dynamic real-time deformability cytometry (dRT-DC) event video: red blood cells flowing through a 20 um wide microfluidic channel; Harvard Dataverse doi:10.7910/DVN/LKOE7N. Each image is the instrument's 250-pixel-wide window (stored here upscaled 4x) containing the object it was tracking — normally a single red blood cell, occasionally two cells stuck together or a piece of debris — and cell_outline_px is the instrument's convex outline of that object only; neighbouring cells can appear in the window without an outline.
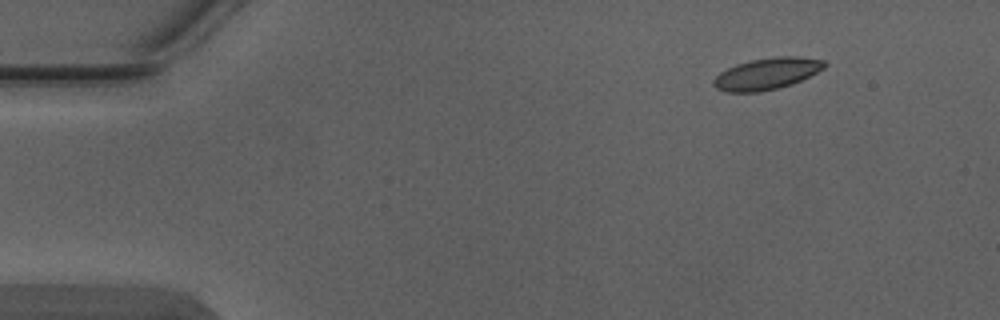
{"species": "Egyptian fruit bat (a non-hibernating species)", "species_latin": "Rousettus aegyptiacus", "temperature_condition": "warm", "stored_images_in_passage": 3, "camera_frame_rate_fps": 3000, "um_per_image_px": 0.085, "animal": {"sex": "male"}, "frame": {"image": 1, "passage_image": 3, "time_ms": 0.667, "image_size_px": [1000, 320], "cell_outline_px": [[828, 64], [824, 68], [792, 84], [760, 92], [728, 92], [716, 88], [712, 84], [712, 80], [720, 72], [736, 64], [752, 60], [776, 56], [796, 56], [824, 60]], "centroid_in_image_um": [65.16, 6.26], "position_along_channel_um": 19.8, "area_um2": 20.29}}